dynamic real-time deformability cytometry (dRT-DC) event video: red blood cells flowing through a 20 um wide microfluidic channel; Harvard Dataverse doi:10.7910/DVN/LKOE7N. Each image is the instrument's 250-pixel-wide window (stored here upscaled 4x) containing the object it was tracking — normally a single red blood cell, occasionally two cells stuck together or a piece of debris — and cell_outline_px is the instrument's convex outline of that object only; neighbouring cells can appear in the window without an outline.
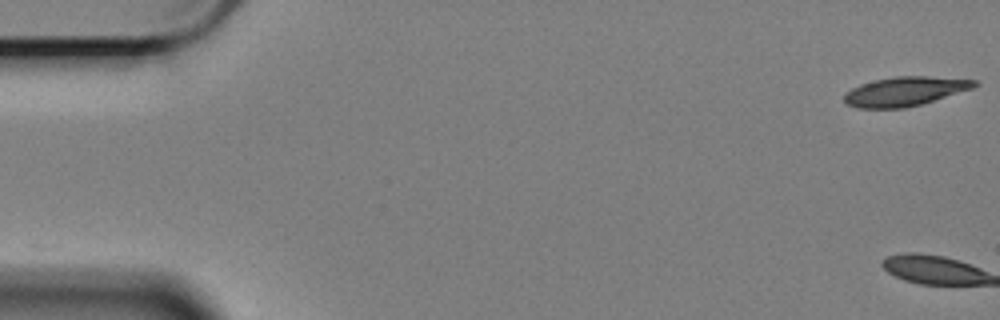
{"species": "Egyptian fruit bat (a non-hibernating species)", "species_latin": "Rousettus aegyptiacus", "temperature_condition": "cold", "stored_images_in_passage": 2, "camera_frame_rate_fps": 3000, "um_per_image_px": 0.085, "animal": {"sex": "female"}, "frame": {"image": 1, "passage_image": 1, "time_ms": 0.0, "image_size_px": [1000, 320], "cell_outline_px": [[980, 84], [972, 88], [920, 104], [904, 108], [856, 108], [848, 104], [844, 100], [844, 92], [860, 84], [872, 80], [892, 76], [928, 76], [976, 80]], "centroid_in_image_um": [76.87, 7.75], "position_along_channel_um": 8.1, "area_um2": 22.08}}